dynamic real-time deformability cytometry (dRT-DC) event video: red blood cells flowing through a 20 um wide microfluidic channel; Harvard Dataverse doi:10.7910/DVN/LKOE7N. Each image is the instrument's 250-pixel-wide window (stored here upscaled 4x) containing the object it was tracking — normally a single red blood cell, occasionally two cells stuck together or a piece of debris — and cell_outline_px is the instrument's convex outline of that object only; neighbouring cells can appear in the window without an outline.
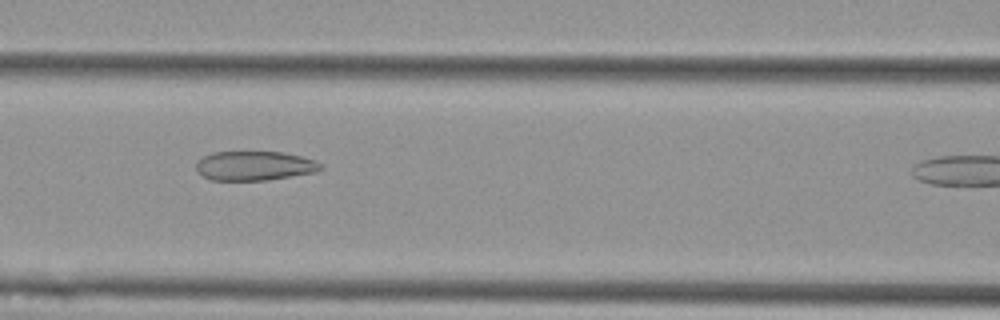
{"species": "Egyptian fruit bat (a non-hibernating species)", "species_latin": "Rousettus aegyptiacus", "temperature_condition": "cold", "stored_images_in_passage": 6, "camera_frame_rate_fps": 3000, "um_per_image_px": 0.085, "animal": {"sex": "female"}, "frame": {"image": 1, "passage_image": 5, "time_ms": 1.333, "image_size_px": [1000, 320], "cell_outline_px": [[324, 168], [316, 172], [268, 180], [212, 180], [196, 172], [196, 160], [212, 152], [284, 152], [316, 160]], "centroid_in_image_um": [21.62, 14.09], "position_along_channel_um": 145.0, "area_um2": 21.39}}